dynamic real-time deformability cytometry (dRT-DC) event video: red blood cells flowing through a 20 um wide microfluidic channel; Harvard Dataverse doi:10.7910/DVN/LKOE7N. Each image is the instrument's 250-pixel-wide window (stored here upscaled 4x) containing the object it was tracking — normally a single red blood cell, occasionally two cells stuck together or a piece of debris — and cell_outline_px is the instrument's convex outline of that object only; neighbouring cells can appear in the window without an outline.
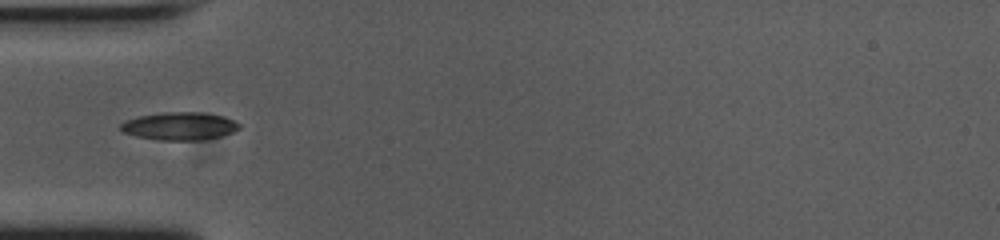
{"species": "common noctule bat (a hibernating species)", "species_latin": "Nyctalus noctula", "temperature_condition": "cold", "stored_images_in_passage": 39, "camera_frame_rate_fps": 3000, "um_per_image_px": 0.085, "animal": {"sex": "female", "body_mass_g": 23.0, "forearm_length_mm": 53.4}, "frame": {"image": 1, "passage_image": 1, "time_ms": 0.0, "image_size_px": [1000, 240], "cell_outline_px": [[240, 128], [232, 132], [220, 136], [200, 140], [160, 140], [136, 136], [124, 132], [120, 128], [120, 124], [128, 120], [140, 116], [164, 112], [204, 112], [220, 116], [232, 120], [240, 124]], "centroid_in_image_um": [15.27, 10.72], "position_along_channel_um": 69.7, "area_um2": 18.96}}
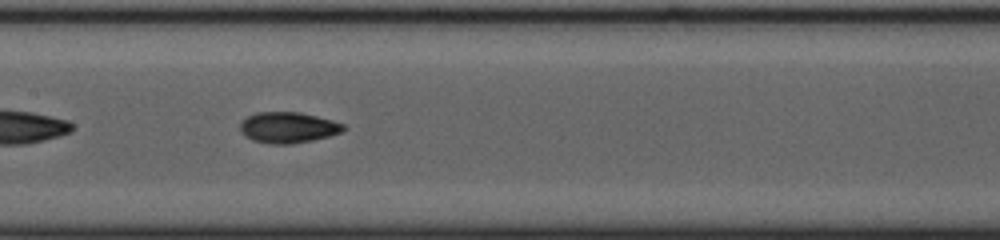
{"frame": {"image": 2, "passage_image": 10, "time_ms": 3.0, "image_size_px": [1000, 240], "cell_outline_px": [[348, 128], [340, 132], [328, 136], [312, 140], [292, 144], [272, 144], [252, 140], [244, 136], [240, 128], [240, 124], [248, 116], [256, 112], [300, 112], [332, 120], [344, 124]], "centroid_in_image_um": [24.49, 10.84], "position_along_channel_um": 182.9, "area_um2": 18.55}}
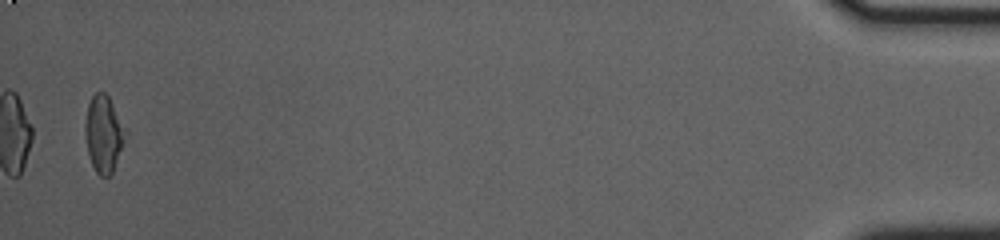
{"frame": {"image": 3, "passage_image": 37, "time_ms": 12.0, "image_size_px": [1000, 240], "cell_outline_px": [[128, 132], [112, 172], [108, 176], [100, 176], [96, 172], [92, 164], [88, 152], [84, 132], [84, 124], [88, 104], [92, 96], [96, 92], [104, 92], [108, 96]], "centroid_in_image_um": [8.81, 11.36], "position_along_channel_um": 426.4, "area_um2": 17.92}, "authors_computed_cell_mechanics": {"area_um2": 17.7446, "velocity_mm_per_s": 3.749, "shape_relaxation_time_tau1_ms": 6.2304, "shape_relaxation_time_tau2_ms": 3.6947, "deformation_change_tau1": 0.1699, "deformation_change_tau2": 0.0954}}